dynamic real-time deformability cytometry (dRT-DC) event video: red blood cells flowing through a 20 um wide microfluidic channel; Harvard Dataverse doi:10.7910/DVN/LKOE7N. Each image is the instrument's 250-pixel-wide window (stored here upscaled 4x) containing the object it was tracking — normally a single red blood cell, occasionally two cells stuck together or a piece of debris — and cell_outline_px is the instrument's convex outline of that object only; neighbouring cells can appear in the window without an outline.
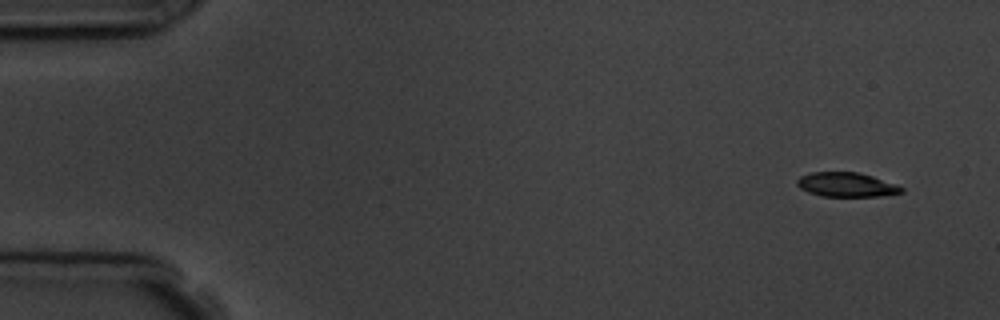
{"species": "common noctule bat (a hibernating species)", "species_latin": "Nyctalus noctula", "temperature_condition": "room temperature", "stored_images_in_passage": 5, "camera_frame_rate_fps": 3000, "um_per_image_px": 0.085, "animal": {"sex": "male", "body_mass_g": 19.5, "forearm_length_mm": 54.6}, "frame": {"image": 1, "passage_image": 1, "time_ms": 0.0, "image_size_px": [1000, 320], "cell_outline_px": [[904, 192], [884, 196], [820, 196], [808, 192], [800, 188], [796, 184], [796, 180], [800, 176], [812, 172], [860, 172], [896, 184], [904, 188]], "centroid_in_image_um": [71.95, 15.7], "position_along_channel_um": 13.0, "area_um2": 14.91}}
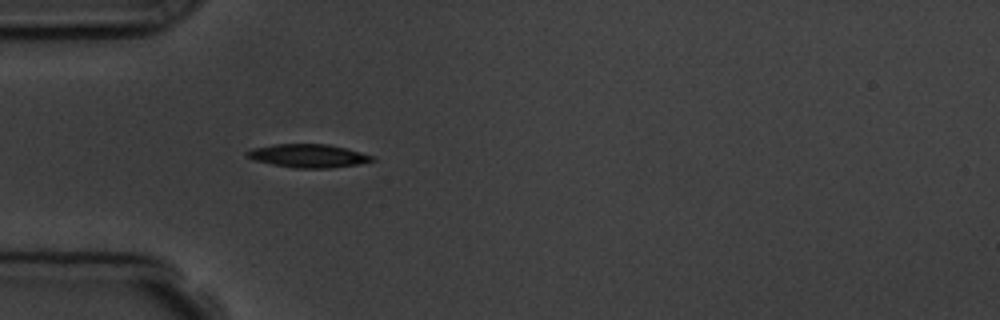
{"frame": {"image": 2, "passage_image": 5, "time_ms": 4.333, "image_size_px": [1000, 320], "cell_outline_px": [[376, 160], [360, 164], [328, 168], [296, 168], [272, 164], [256, 160], [244, 156], [244, 152], [252, 148], [272, 144], [328, 144], [376, 156]], "centroid_in_image_um": [26.19, 13.24], "position_along_channel_um": 58.8, "area_um2": 17.11}}